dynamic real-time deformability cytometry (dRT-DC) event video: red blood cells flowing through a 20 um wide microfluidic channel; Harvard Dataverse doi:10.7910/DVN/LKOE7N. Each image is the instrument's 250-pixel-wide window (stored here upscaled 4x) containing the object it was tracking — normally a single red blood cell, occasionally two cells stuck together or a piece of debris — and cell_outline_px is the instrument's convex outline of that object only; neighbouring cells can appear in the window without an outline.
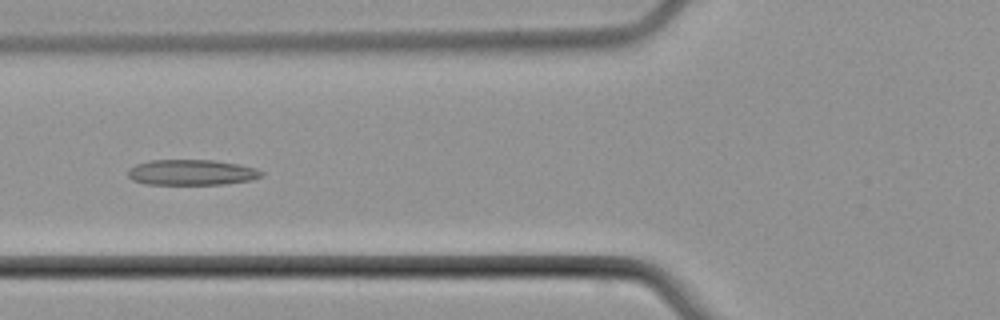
{"species": "common noctule bat (a hibernating species)", "species_latin": "Nyctalus noctula", "temperature_condition": "cold", "stored_images_in_passage": 7, "camera_frame_rate_fps": 3000, "um_per_image_px": 0.085, "animal": {"sex": "male", "body_mass_g": 21.5, "forearm_length_mm": 52.0}, "frame": {"image": 1, "passage_image": 6, "time_ms": 6.0, "image_size_px": [1000, 320], "cell_outline_px": [[264, 176], [252, 180], [224, 184], [144, 184], [132, 180], [128, 176], [128, 168], [136, 164], [152, 160], [212, 160], [236, 164], [256, 168], [264, 172]], "centroid_in_image_um": [16.29, 14.66], "position_along_channel_um": 109.5, "area_um2": 19.94}}
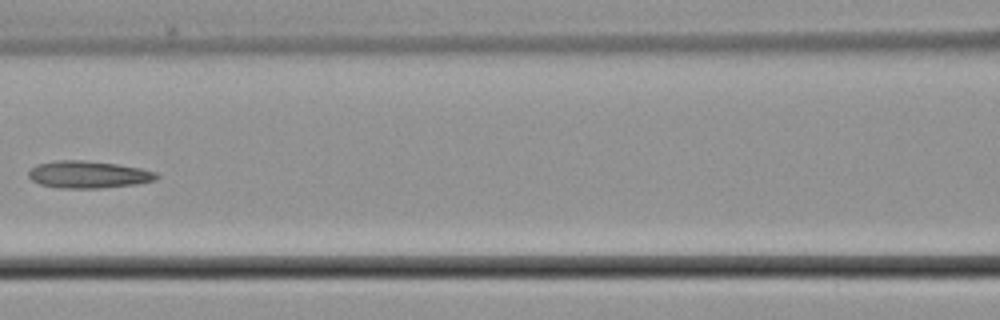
{"frame": {"image": 2, "passage_image": 7, "time_ms": 7.333, "image_size_px": [1000, 320], "cell_outline_px": [[160, 176], [156, 180], [136, 184], [100, 188], [56, 188], [40, 184], [32, 180], [28, 176], [28, 172], [36, 164], [60, 160], [80, 160], [116, 164], [140, 168], [156, 172]], "centroid_in_image_um": [7.51, 14.84], "position_along_channel_um": 159.1, "area_um2": 20.23}}